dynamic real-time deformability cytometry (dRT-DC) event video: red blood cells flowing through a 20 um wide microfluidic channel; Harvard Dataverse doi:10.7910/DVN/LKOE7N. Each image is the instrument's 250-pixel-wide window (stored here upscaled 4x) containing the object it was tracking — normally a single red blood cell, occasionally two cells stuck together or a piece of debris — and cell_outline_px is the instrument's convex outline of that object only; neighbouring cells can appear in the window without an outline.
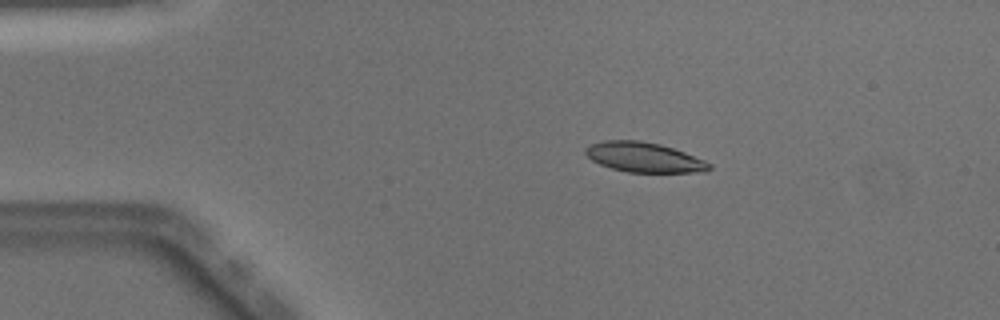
{"species": "Egyptian fruit bat (a non-hibernating species)", "species_latin": "Rousettus aegyptiacus", "temperature_condition": "warm", "stored_images_in_passage": 41, "camera_frame_rate_fps": 3000, "um_per_image_px": 0.085, "animal": {"sex": "male"}, "frame": {"image": 1, "passage_image": 1, "time_ms": 0.0, "image_size_px": [1000, 320], "cell_outline_px": [[712, 168], [704, 172], [628, 172], [612, 168], [600, 164], [592, 160], [584, 152], [584, 148], [592, 144], [604, 140], [640, 140], [660, 144], [684, 152], [704, 160], [712, 164]], "centroid_in_image_um": [54.75, 13.37], "position_along_channel_um": 30.3, "area_um2": 21.44}}
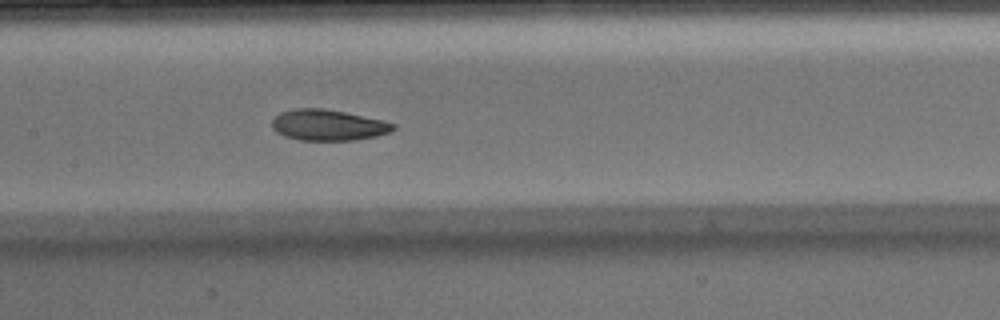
{"frame": {"image": 2, "passage_image": 16, "time_ms": 5.0, "image_size_px": [1000, 320], "cell_outline_px": [[396, 128], [392, 132], [376, 136], [352, 140], [300, 140], [284, 136], [276, 132], [272, 128], [272, 120], [280, 112], [292, 108], [324, 108], [344, 112], [380, 120], [396, 124]], "centroid_in_image_um": [27.86, 10.63], "position_along_channel_um": 179.5, "area_um2": 21.85}}
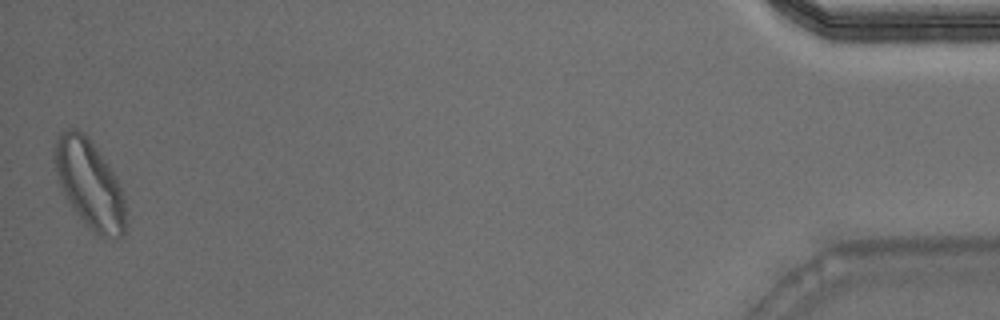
{"frame": {"image": 3, "passage_image": 41, "time_ms": 13.333, "image_size_px": [1000, 320], "cell_outline_px": [[124, 236], [120, 240], [104, 240], [96, 236], [76, 212], [68, 200], [60, 184], [56, 172], [52, 156], [52, 148], [60, 132], [68, 128], [76, 128], [96, 148], [112, 168], [120, 184], [124, 196]], "centroid_in_image_um": [7.62, 15.68], "position_along_channel_um": 427.6, "area_um2": 36.76}, "authors_computed_cell_mechanics": {"area_um2": 22.4842, "velocity_mm_per_s": 4.0484, "shape_relaxation_time_tau1_ms": 4.3237, "shape_relaxation_time_tau2_ms": 2.4918, "deformation_change_tau1": 0.1517, "deformation_change_tau2": 0.0675}}